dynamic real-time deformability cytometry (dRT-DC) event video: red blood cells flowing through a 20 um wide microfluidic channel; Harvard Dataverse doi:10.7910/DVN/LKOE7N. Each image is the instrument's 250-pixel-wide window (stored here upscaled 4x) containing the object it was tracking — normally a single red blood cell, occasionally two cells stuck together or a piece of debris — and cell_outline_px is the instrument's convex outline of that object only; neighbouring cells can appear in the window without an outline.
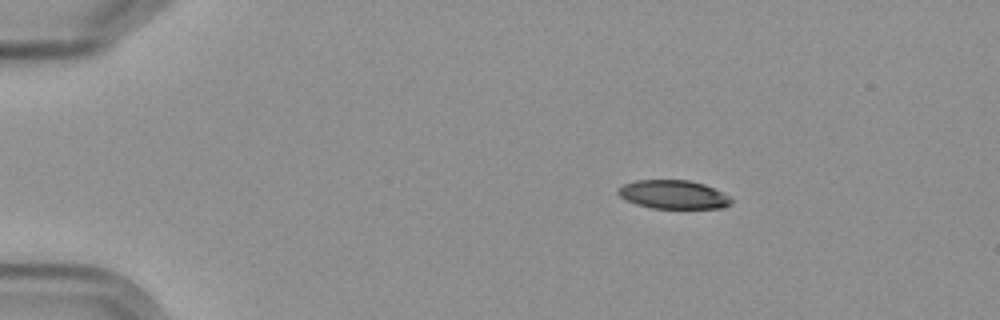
{"species": "Egyptian fruit bat (a non-hibernating species)", "species_latin": "Rousettus aegyptiacus", "temperature_condition": "cold", "stored_images_in_passage": 5, "camera_frame_rate_fps": 3000, "um_per_image_px": 0.085, "frame": {"image": 1, "passage_image": 3, "time_ms": 2.333, "image_size_px": [1000, 320], "cell_outline_px": [[732, 200], [724, 208], [652, 208], [636, 204], [620, 196], [616, 192], [616, 188], [624, 184], [636, 180], [688, 180], [704, 184], [724, 192]], "centroid_in_image_um": [57.22, 16.53], "position_along_channel_um": 27.8, "area_um2": 18.84}}